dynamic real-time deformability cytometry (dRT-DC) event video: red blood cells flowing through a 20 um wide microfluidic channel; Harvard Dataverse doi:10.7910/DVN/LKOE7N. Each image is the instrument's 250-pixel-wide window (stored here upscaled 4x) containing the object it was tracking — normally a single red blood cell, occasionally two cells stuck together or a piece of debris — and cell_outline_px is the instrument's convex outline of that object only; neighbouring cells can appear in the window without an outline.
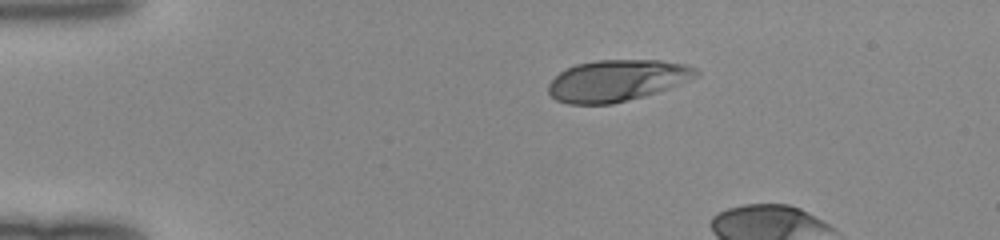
{"species": "human", "species_latin": "Homo sapiens", "temperature_condition": "room temperature", "stored_images_in_passage": 6, "camera_frame_rate_fps": 3000, "um_per_image_px": 0.085, "donor": {"sex": "female"}, "frame": {"image": 1, "passage_image": 1, "time_ms": 0.0, "image_size_px": [1000, 240], "cell_outline_px": [[700, 76], [668, 88], [644, 96], [612, 104], [568, 104], [556, 100], [548, 92], [548, 84], [560, 72], [576, 64], [596, 60], [660, 60], [684, 64], [696, 68], [700, 72]], "centroid_in_image_um": [52.46, 6.84], "position_along_channel_um": 32.5, "area_um2": 35.66}}